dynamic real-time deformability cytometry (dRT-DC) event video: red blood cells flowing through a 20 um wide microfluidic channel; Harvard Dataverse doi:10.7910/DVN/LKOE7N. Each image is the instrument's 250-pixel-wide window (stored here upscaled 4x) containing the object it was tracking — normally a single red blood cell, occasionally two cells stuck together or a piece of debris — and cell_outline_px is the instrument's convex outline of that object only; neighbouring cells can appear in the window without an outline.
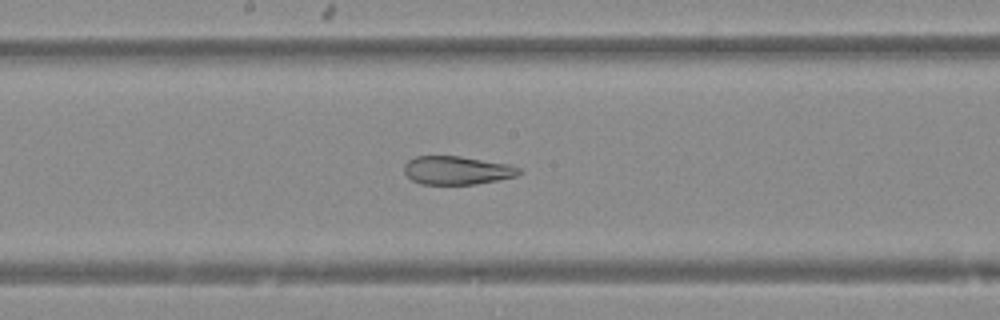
{"species": "Egyptian fruit bat (a non-hibernating species)", "species_latin": "Rousettus aegyptiacus", "temperature_condition": "warm", "stored_images_in_passage": 43, "camera_frame_rate_fps": 3000, "um_per_image_px": 0.085, "animal": {"sex": "female"}, "frame": {"image": 1, "passage_image": 20, "time_ms": 6.333, "image_size_px": [1000, 320], "cell_outline_px": [[524, 172], [516, 176], [476, 184], [420, 184], [412, 180], [404, 172], [404, 164], [408, 160], [416, 156], [460, 156], [508, 164], [520, 168]], "centroid_in_image_um": [38.84, 14.47], "position_along_channel_um": 209.4, "area_um2": 19.02}}
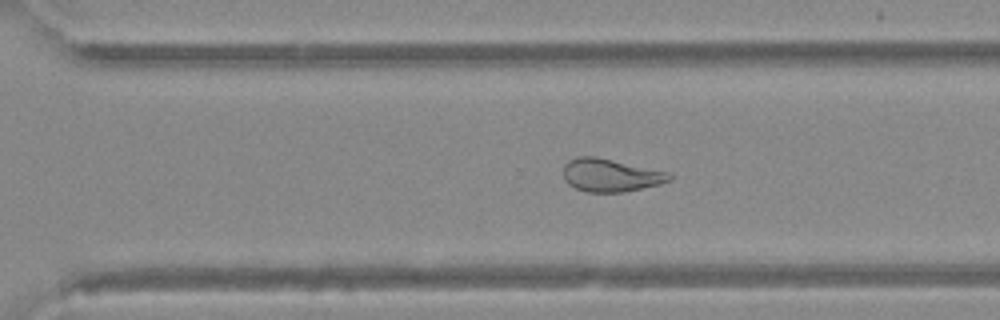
{"frame": {"image": 2, "passage_image": 28, "time_ms": 9.0, "image_size_px": [1000, 320], "cell_outline_px": [[672, 180], [660, 184], [624, 192], [584, 192], [568, 184], [564, 180], [564, 164], [568, 160], [580, 156], [596, 156], [668, 172], [672, 176]], "centroid_in_image_um": [51.88, 14.89], "position_along_channel_um": 318.7, "area_um2": 20.4}}
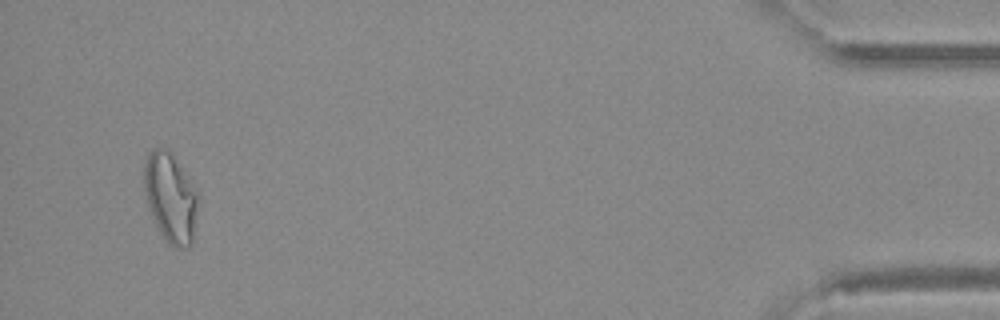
{"frame": {"image": 3, "passage_image": 41, "time_ms": 13.333, "image_size_px": [1000, 320], "cell_outline_px": [[200, 200], [192, 244], [188, 248], [176, 248], [168, 244], [160, 232], [148, 208], [144, 192], [144, 164], [152, 148], [168, 148], [172, 152], [200, 188]], "centroid_in_image_um": [14.56, 16.77], "position_along_channel_um": 420.6, "area_um2": 29.42}}